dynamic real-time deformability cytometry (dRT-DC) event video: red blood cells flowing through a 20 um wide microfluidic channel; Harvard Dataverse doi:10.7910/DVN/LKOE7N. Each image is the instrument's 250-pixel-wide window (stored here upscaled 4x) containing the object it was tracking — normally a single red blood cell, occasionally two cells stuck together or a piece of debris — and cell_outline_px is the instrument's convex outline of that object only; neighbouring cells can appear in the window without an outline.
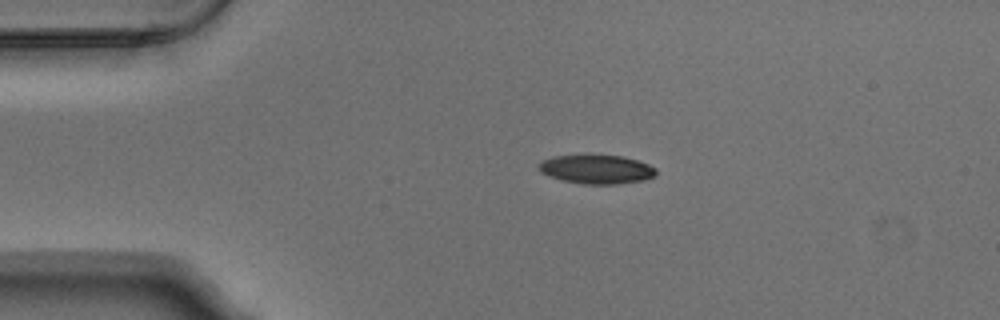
{"species": "Egyptian fruit bat (a non-hibernating species)", "species_latin": "Rousettus aegyptiacus", "temperature_condition": "warm", "stored_images_in_passage": 2, "camera_frame_rate_fps": 3000, "um_per_image_px": 0.085, "animal": {"sex": "male"}, "frame": {"image": 1, "passage_image": 1, "time_ms": 0.0, "image_size_px": [1000, 320], "cell_outline_px": [[656, 176], [644, 180], [616, 184], [584, 184], [564, 180], [548, 176], [540, 172], [536, 164], [552, 156], [584, 152], [592, 152], [624, 156], [648, 164], [656, 168]], "centroid_in_image_um": [50.67, 14.33], "position_along_channel_um": 34.3, "area_um2": 20.75}}